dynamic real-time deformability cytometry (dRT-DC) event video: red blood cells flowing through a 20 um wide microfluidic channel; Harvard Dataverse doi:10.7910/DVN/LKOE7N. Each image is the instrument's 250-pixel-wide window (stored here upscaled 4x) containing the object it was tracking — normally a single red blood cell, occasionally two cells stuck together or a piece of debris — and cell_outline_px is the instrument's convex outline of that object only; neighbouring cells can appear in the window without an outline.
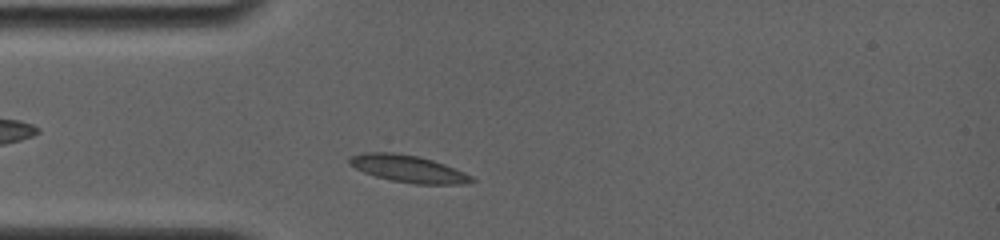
{"species": "common noctule bat (a hibernating species)", "species_latin": "Nyctalus noctula", "temperature_condition": "room temperature", "stored_images_in_passage": 28, "camera_frame_rate_fps": 4000, "um_per_image_px": 0.085, "animal": {"sex": "female", "body_mass_g": 19.0, "forearm_length_mm": 56.7}, "frame": {"image": 1, "passage_image": 3, "time_ms": 0.75, "image_size_px": [1000, 240], "cell_outline_px": [[476, 180], [464, 184], [416, 184], [392, 180], [376, 176], [364, 172], [348, 164], [348, 156], [364, 152], [396, 152], [416, 156], [432, 160], [444, 164], [464, 172], [472, 176]], "centroid_in_image_um": [34.67, 14.33], "position_along_channel_um": 50.3, "area_um2": 19.25}}
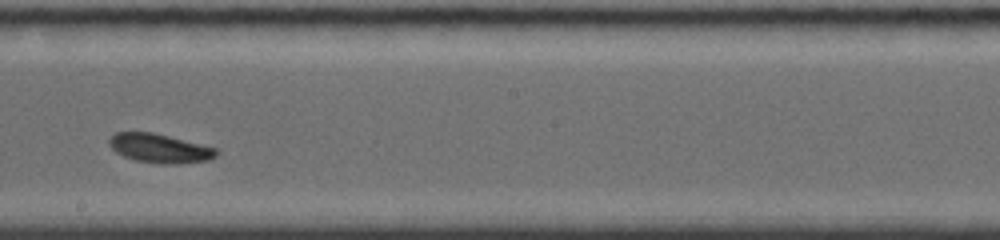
{"frame": {"image": 2, "passage_image": 16, "time_ms": 5.75, "image_size_px": [1000, 240], "cell_outline_px": [[220, 152], [216, 156], [208, 160], [180, 164], [164, 164], [136, 160], [124, 156], [116, 152], [108, 144], [108, 140], [116, 132], [152, 132], [220, 148]], "centroid_in_image_um": [13.63, 12.6], "position_along_channel_um": 234.6, "area_um2": 18.26}}
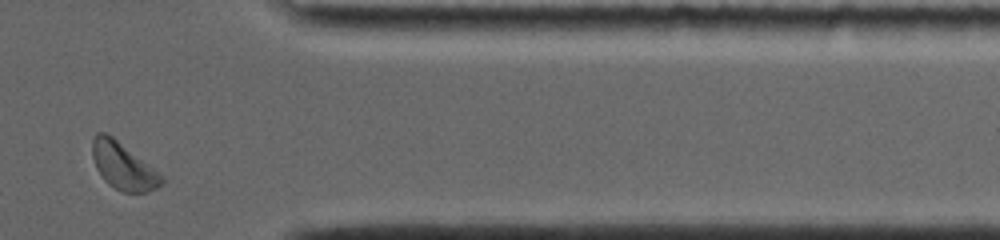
{"frame": {"image": 3, "passage_image": 27, "time_ms": 10.25, "image_size_px": [1000, 240], "cell_outline_px": [[164, 180], [156, 188], [148, 192], [120, 192], [108, 184], [104, 180], [96, 168], [92, 156], [92, 140], [96, 132], [104, 132], [112, 136], [160, 172], [164, 176]], "centroid_in_image_um": [10.46, 14.12], "position_along_channel_um": 400.9, "area_um2": 19.02}, "authors_computed_cell_mechanics": {"area_um2": 18.2937, "velocity_mm_per_s": 3.8222, "shape_relaxation_time_tau1_ms": 2.7365, "shape_relaxation_time_tau2_ms": null, "deformation_change_tau1": 0.1006, "deformation_change_tau2": null}}